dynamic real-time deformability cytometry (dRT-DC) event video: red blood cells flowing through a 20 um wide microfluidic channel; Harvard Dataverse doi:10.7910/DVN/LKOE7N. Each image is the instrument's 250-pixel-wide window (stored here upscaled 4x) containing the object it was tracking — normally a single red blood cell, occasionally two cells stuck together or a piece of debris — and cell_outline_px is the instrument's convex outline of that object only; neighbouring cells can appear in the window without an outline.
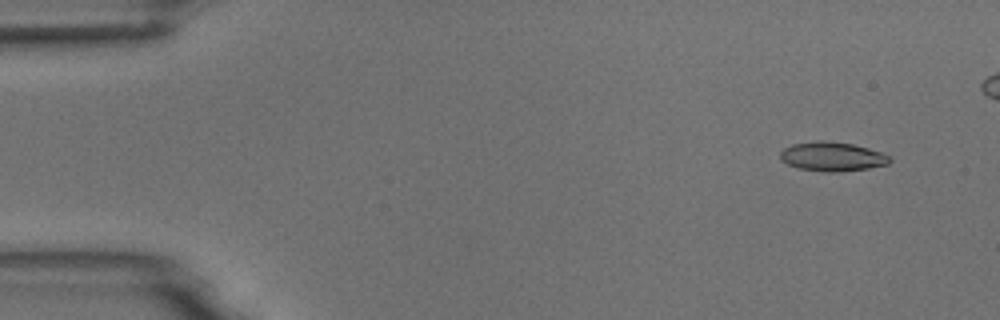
{"species": "common noctule bat (a hibernating species)", "species_latin": "Nyctalus noctula", "temperature_condition": "room temperature", "stored_images_in_passage": 5, "camera_frame_rate_fps": 3000, "um_per_image_px": 0.085, "animal": {"sex": "male", "body_mass_g": 18.8}, "frame": {"image": 1, "passage_image": 1, "time_ms": 0.0, "image_size_px": [1000, 320], "cell_outline_px": [[892, 160], [888, 164], [868, 168], [840, 172], [824, 172], [800, 168], [788, 164], [780, 160], [780, 152], [784, 148], [792, 144], [816, 140], [824, 140], [852, 144], [868, 148], [892, 156]], "centroid_in_image_um": [70.74, 13.3], "position_along_channel_um": 14.3, "area_um2": 18.73}}